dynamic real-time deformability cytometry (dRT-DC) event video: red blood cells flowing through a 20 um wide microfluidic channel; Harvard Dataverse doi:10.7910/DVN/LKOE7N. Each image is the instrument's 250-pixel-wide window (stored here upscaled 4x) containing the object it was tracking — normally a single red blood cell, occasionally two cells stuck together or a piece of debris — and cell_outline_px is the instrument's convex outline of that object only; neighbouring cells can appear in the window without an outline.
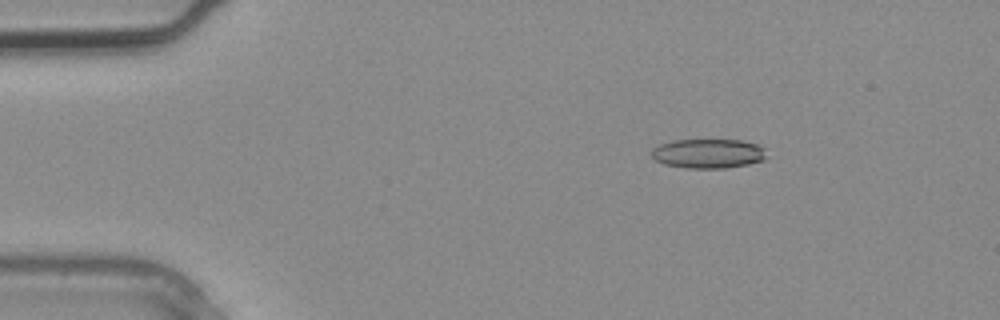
{"species": "common noctule bat (a hibernating species)", "species_latin": "Nyctalus noctula", "temperature_condition": "warm", "stored_images_in_passage": 2, "camera_frame_rate_fps": 3000, "um_per_image_px": 0.085, "animal": {"sex": "male", "body_mass_g": 20.4}, "frame": {"image": 1, "passage_image": 2, "time_ms": 0.333, "image_size_px": [1000, 320], "cell_outline_px": [[764, 160], [748, 164], [724, 168], [688, 168], [664, 164], [656, 160], [652, 156], [652, 148], [660, 144], [672, 140], [740, 140], [756, 144], [764, 148]], "centroid_in_image_um": [60.17, 13.05], "position_along_channel_um": 24.8, "area_um2": 19.54}}